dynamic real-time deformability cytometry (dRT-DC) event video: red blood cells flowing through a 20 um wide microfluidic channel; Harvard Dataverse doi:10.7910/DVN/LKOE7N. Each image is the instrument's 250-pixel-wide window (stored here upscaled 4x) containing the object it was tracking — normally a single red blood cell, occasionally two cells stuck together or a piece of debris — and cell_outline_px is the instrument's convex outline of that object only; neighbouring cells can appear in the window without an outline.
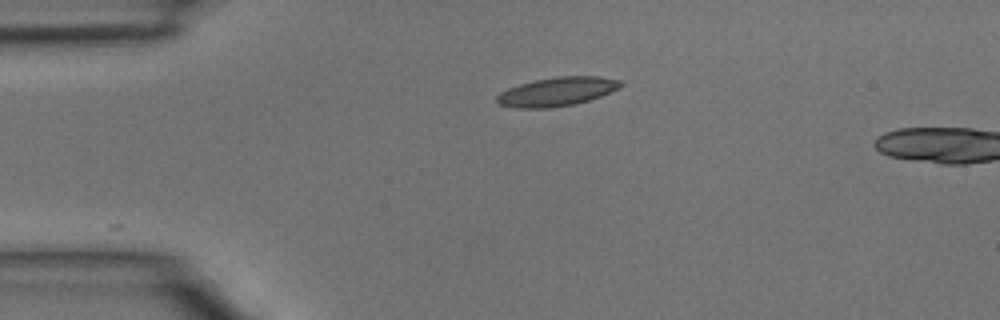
{"species": "common noctule bat (a hibernating species)", "species_latin": "Nyctalus noctula", "temperature_condition": "room temperature", "stored_images_in_passage": 3, "camera_frame_rate_fps": 3000, "um_per_image_px": 0.085, "animal": {"sex": "male", "body_mass_g": 15.6}, "frame": {"image": 1, "passage_image": 2, "time_ms": 0.333, "image_size_px": [1000, 320], "cell_outline_px": [[624, 84], [620, 88], [600, 96], [588, 100], [572, 104], [548, 108], [516, 108], [500, 104], [496, 100], [496, 96], [500, 92], [508, 88], [520, 84], [536, 80], [560, 76], [600, 76], [620, 80]], "centroid_in_image_um": [47.36, 7.78], "position_along_channel_um": 37.6, "area_um2": 20.63}}